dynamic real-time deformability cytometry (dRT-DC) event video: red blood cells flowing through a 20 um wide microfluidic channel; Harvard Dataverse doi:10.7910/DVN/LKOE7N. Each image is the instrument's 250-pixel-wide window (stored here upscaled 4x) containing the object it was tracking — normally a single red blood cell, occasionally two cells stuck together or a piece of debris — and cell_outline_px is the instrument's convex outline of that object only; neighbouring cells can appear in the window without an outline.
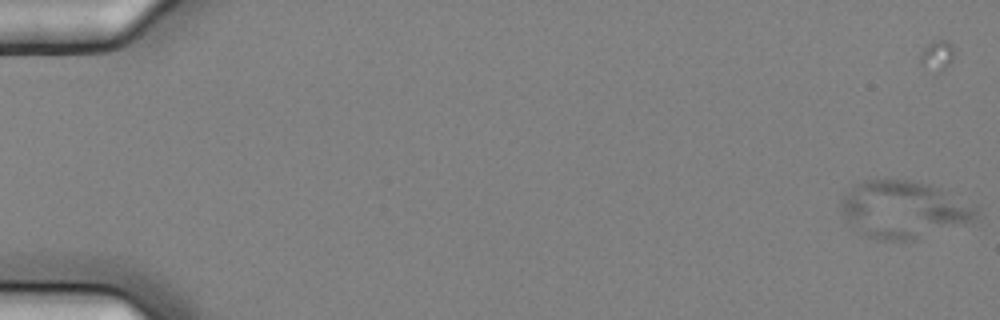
{"species": "common noctule bat (a hibernating species)", "species_latin": "Nyctalus noctula", "temperature_condition": "cold", "stored_images_in_passage": 6, "camera_frame_rate_fps": 3000, "um_per_image_px": 0.085, "animal": {"sex": "female", "body_mass_g": 25.1}, "frame": {"image": 1, "passage_image": 2, "time_ms": 0.333, "image_size_px": [1000, 320], "cell_outline_px": [[980, 208], [976, 216], [972, 220], [912, 240], [884, 240], [868, 236], [860, 232], [844, 216], [840, 208], [840, 204], [844, 196], [856, 184], [864, 180], [908, 180], [928, 184], [976, 204]], "centroid_in_image_um": [76.82, 17.79], "position_along_channel_um": 8.2, "area_um2": 44.22}}
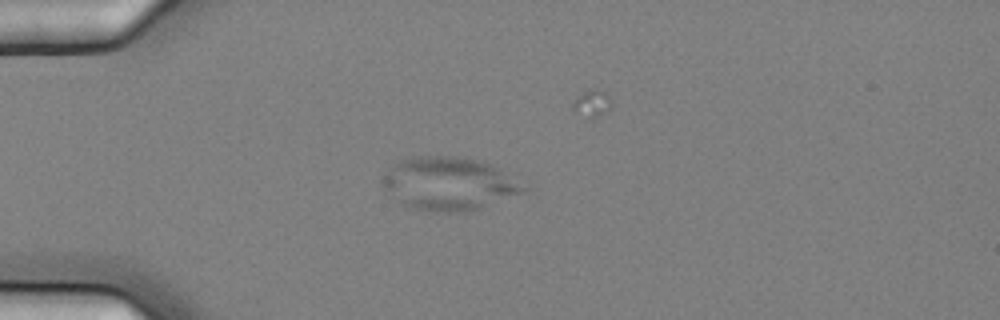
{"frame": {"image": 2, "passage_image": 6, "time_ms": 1.667, "image_size_px": [1000, 320], "cell_outline_px": [[528, 192], [476, 208], [460, 212], [432, 212], [416, 208], [404, 204], [380, 180], [400, 160], [420, 156], [452, 156], [476, 160], [488, 164], [496, 168], [528, 188]], "centroid_in_image_um": [38.2, 15.61], "position_along_channel_um": 46.8, "area_um2": 42.08}}